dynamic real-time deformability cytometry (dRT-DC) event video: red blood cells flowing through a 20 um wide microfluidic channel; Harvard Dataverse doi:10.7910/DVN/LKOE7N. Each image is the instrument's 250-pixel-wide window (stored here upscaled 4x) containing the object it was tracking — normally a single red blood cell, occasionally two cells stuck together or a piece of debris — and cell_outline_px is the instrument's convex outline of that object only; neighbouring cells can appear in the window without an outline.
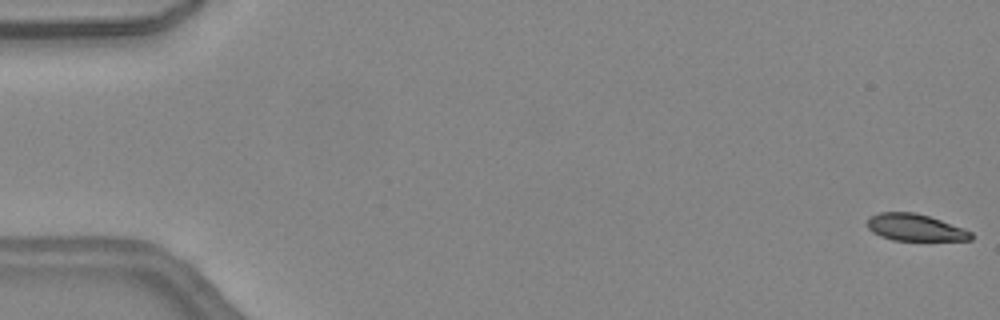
{"species": "common noctule bat (a hibernating species)", "species_latin": "Nyctalus noctula", "temperature_condition": "warm", "stored_images_in_passage": 46, "camera_frame_rate_fps": 3000, "um_per_image_px": 0.085, "animal": {"sex": "female", "body_mass_g": 24.6, "forearm_length_mm": 56.2}, "frame": {"image": 1, "passage_image": 1, "time_ms": 0.0, "image_size_px": [1000, 320], "cell_outline_px": [[972, 240], [892, 240], [880, 236], [872, 232], [868, 228], [868, 216], [880, 212], [916, 212], [964, 228], [972, 232]], "centroid_in_image_um": [77.76, 19.33], "position_along_channel_um": 7.2, "area_um2": 16.24}}
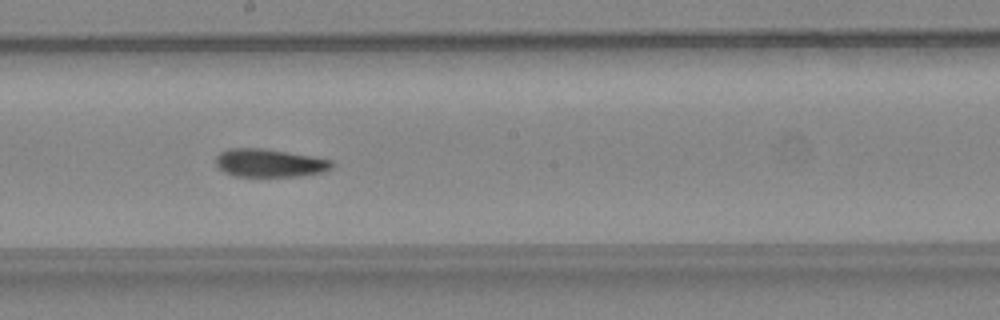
{"frame": {"image": 2, "passage_image": 26, "time_ms": 8.333, "image_size_px": [1000, 320], "cell_outline_px": [[332, 168], [320, 172], [296, 176], [232, 176], [224, 172], [216, 164], [216, 156], [220, 152], [228, 148], [264, 148], [312, 156], [332, 160]], "centroid_in_image_um": [22.86, 13.84], "position_along_channel_um": 225.3, "area_um2": 18.9}}
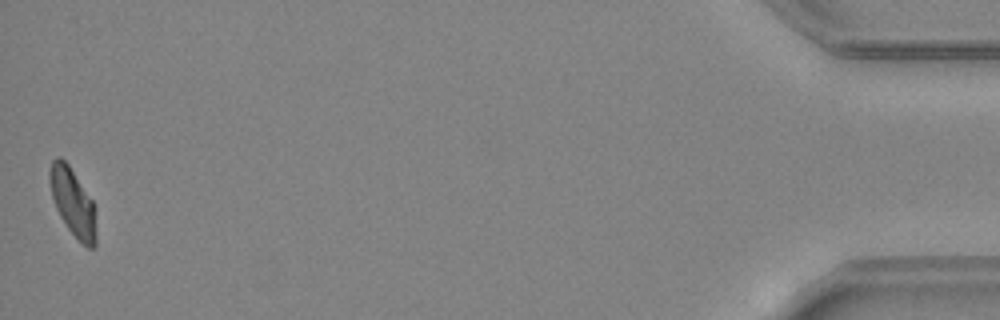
{"frame": {"image": 3, "passage_image": 46, "time_ms": 15.0, "image_size_px": [1000, 320], "cell_outline_px": [[96, 244], [92, 248], [88, 248], [68, 228], [60, 216], [56, 208], [52, 196], [48, 176], [48, 172], [52, 160], [56, 156], [60, 156], [68, 164], [92, 200], [96, 232]], "centroid_in_image_um": [6.16, 17.15], "position_along_channel_um": 429.0, "area_um2": 17.92}, "authors_computed_cell_mechanics": {"area_um2": 18.9006, "velocity_mm_per_s": 4.5163, "shape_relaxation_time_tau1_ms": 8.0949, "shape_relaxation_time_tau2_ms": 7.7118, "deformation_change_tau1": 0.2353, "deformation_change_tau2": 0.1544}}